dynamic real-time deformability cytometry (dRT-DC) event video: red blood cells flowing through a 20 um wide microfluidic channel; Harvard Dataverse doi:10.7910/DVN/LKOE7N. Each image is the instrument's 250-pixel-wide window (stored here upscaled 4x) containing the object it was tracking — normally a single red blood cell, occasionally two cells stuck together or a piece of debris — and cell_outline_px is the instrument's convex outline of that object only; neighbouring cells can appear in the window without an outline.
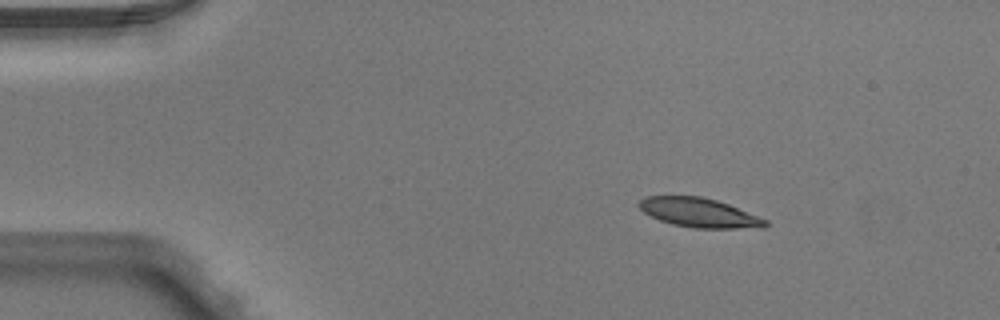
{"species": "Egyptian fruit bat (a non-hibernating species)", "species_latin": "Rousettus aegyptiacus", "temperature_condition": "warm", "stored_images_in_passage": 4, "segment_of_instrument_passage": [1, 2], "camera_frame_rate_fps": 3000, "um_per_image_px": 0.085, "animal": {"sex": "male"}, "frame": {"image": 1, "passage_image": 1, "time_ms": 0.0, "image_size_px": [1000, 320], "cell_outline_px": [[768, 224], [764, 228], [692, 228], [672, 224], [660, 220], [644, 212], [636, 204], [644, 196], [700, 196], [716, 200], [728, 204], [768, 220]], "centroid_in_image_um": [59.43, 18.08], "position_along_channel_um": 25.6, "area_um2": 21.5}}